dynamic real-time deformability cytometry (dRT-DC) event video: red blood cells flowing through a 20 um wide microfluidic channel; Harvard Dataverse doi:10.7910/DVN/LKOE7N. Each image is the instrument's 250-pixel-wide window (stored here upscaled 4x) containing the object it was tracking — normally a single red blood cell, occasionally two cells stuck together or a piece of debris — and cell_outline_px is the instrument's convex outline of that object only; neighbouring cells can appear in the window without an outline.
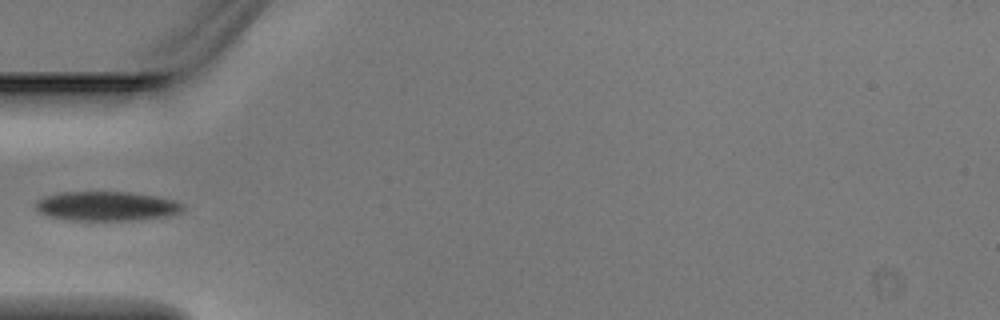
{"species": "Egyptian fruit bat (a non-hibernating species)", "species_latin": "Rousettus aegyptiacus", "temperature_condition": "warm", "stored_images_in_passage": 5, "camera_frame_rate_fps": 3000, "um_per_image_px": 0.085, "animal": {"sex": "male"}, "frame": {"image": 1, "passage_image": 5, "time_ms": 1.333, "image_size_px": [1000, 320], "cell_outline_px": [[184, 208], [180, 212], [164, 216], [128, 220], [72, 220], [52, 216], [40, 212], [36, 208], [36, 200], [44, 196], [60, 192], [128, 192], [176, 200], [184, 204]], "centroid_in_image_um": [9.05, 17.51], "position_along_channel_um": 76.0, "area_um2": 24.8}}